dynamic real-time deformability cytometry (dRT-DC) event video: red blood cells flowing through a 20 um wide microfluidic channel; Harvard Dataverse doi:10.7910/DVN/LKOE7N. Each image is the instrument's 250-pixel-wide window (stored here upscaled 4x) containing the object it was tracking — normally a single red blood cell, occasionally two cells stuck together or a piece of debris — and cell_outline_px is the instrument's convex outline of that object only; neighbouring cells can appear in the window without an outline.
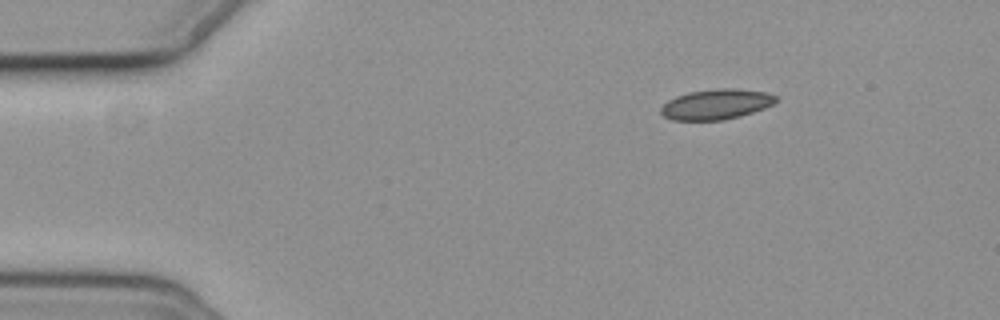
{"species": "common noctule bat (a hibernating species)", "species_latin": "Nyctalus noctula", "temperature_condition": "cold", "stored_images_in_passage": 49, "camera_frame_rate_fps": 3000, "um_per_image_px": 0.085, "animal": {"sex": "female", "body_mass_g": 19.3, "forearm_length_mm": 54.1}, "frame": {"image": 1, "passage_image": 1, "time_ms": 0.0, "image_size_px": [1000, 320], "cell_outline_px": [[776, 100], [772, 104], [764, 108], [740, 116], [724, 120], [672, 120], [664, 116], [660, 112], [660, 108], [668, 100], [676, 96], [688, 92], [716, 88], [736, 88], [768, 92], [776, 96]], "centroid_in_image_um": [60.86, 8.85], "position_along_channel_um": 24.1, "area_um2": 20.35}}
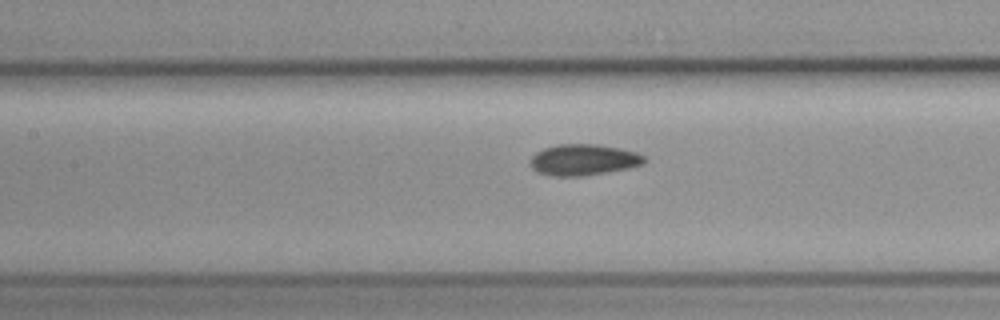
{"frame": {"image": 2, "passage_image": 18, "time_ms": 5.667, "image_size_px": [1000, 320], "cell_outline_px": [[648, 160], [644, 164], [628, 168], [584, 176], [552, 176], [536, 172], [528, 164], [528, 160], [536, 152], [544, 148], [556, 144], [596, 144], [620, 148], [636, 152], [644, 156]], "centroid_in_image_um": [49.57, 13.58], "position_along_channel_um": 157.8, "area_um2": 20.98}}
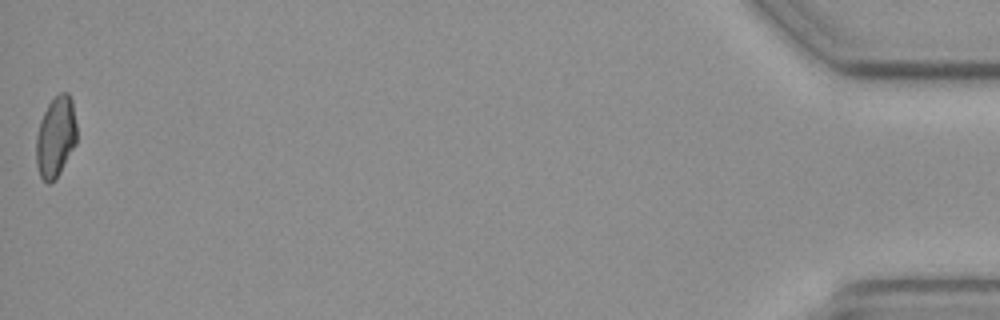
{"frame": {"image": 3, "passage_image": 49, "time_ms": 16.0, "image_size_px": [1000, 320], "cell_outline_px": [[76, 144], [60, 172], [48, 184], [40, 176], [36, 164], [36, 136], [40, 120], [48, 104], [60, 92], [68, 92], [72, 100], [76, 124]], "centroid_in_image_um": [4.73, 11.61], "position_along_channel_um": 430.5, "area_um2": 19.02}, "authors_computed_cell_mechanics": {"area_um2": 19.7676, "velocity_mm_per_s": 3.644, "shape_relaxation_time_tau1_ms": 8.9995, "shape_relaxation_time_tau2_ms": 5.1193, "deformation_change_tau1": 0.1087, "deformation_change_tau2": 0.087}}